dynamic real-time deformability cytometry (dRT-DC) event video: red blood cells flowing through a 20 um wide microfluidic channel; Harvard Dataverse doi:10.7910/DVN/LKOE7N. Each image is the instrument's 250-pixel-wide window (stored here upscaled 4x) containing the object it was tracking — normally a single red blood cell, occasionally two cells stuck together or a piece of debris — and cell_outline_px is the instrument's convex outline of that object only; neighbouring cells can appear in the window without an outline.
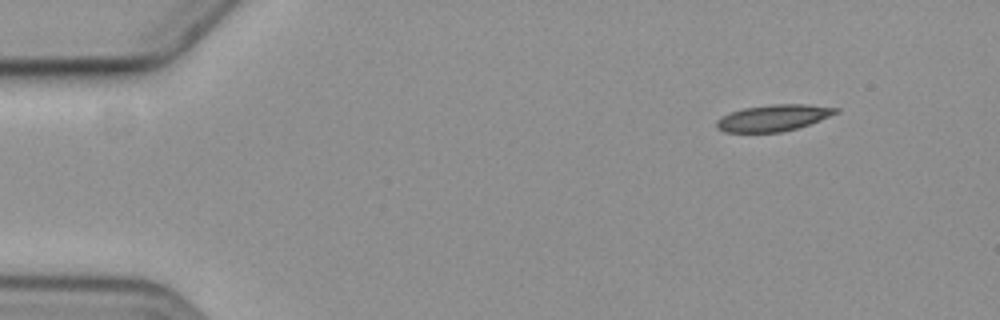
{"species": "common noctule bat (a hibernating species)", "species_latin": "Nyctalus noctula", "temperature_condition": "cold", "stored_images_in_passage": 5, "camera_frame_rate_fps": 3000, "um_per_image_px": 0.085, "animal": {"sex": "female", "body_mass_g": 19.3, "forearm_length_mm": 54.1}, "frame": {"image": 1, "passage_image": 5, "time_ms": 5.667, "image_size_px": [1000, 320], "cell_outline_px": [[840, 112], [820, 120], [796, 128], [780, 132], [724, 132], [716, 128], [716, 120], [732, 112], [744, 108], [772, 104], [804, 104], [840, 108]], "centroid_in_image_um": [65.75, 10.02], "position_along_channel_um": 19.2, "area_um2": 18.21}}